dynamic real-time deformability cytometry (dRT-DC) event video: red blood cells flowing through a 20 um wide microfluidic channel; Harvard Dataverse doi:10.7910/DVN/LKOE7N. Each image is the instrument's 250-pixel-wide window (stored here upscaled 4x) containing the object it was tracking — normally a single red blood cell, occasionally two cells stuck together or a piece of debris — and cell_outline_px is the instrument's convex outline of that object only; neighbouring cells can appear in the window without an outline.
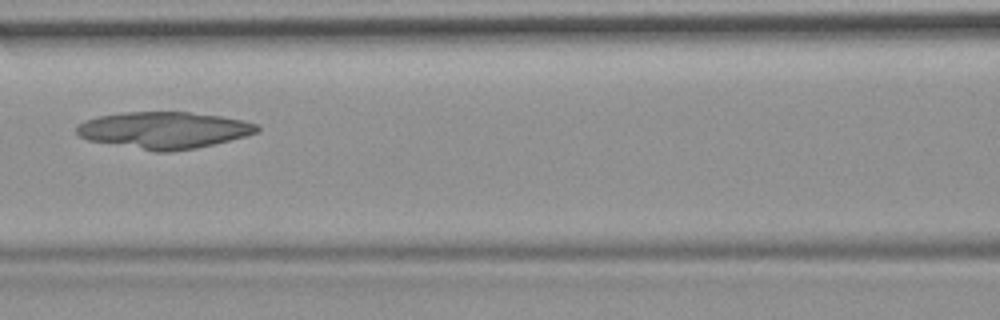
{"species": "common noctule bat (a hibernating species)", "species_latin": "Nyctalus noctula", "temperature_condition": "room temperature", "stored_images_in_passage": 6, "camera_frame_rate_fps": 3000, "um_per_image_px": 0.085, "animal": {"sex": "female", "body_mass_g": 19.9}, "frame": {"image": 1, "passage_image": 6, "time_ms": 6.667, "image_size_px": [1000, 320], "cell_outline_px": [[260, 128], [256, 132], [244, 136], [196, 148], [168, 152], [156, 152], [88, 140], [80, 136], [76, 132], [76, 124], [84, 120], [96, 116], [124, 112], [188, 112], [220, 116], [244, 120], [256, 124]], "centroid_in_image_um": [13.87, 11.06], "position_along_channel_um": 152.7, "area_um2": 38.55}}